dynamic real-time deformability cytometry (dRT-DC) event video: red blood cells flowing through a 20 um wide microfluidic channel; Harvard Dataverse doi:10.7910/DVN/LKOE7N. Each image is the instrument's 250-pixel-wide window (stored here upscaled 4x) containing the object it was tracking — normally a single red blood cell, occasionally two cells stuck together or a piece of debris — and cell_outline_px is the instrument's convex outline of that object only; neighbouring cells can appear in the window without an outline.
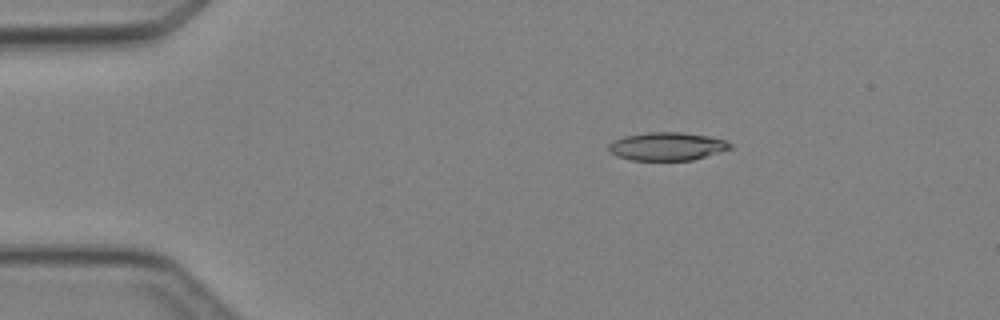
{"species": "Egyptian fruit bat (a non-hibernating species)", "species_latin": "Rousettus aegyptiacus", "temperature_condition": "cold", "stored_images_in_passage": 6, "camera_frame_rate_fps": 3000, "um_per_image_px": 0.085, "animal": {"sex": "female"}, "frame": {"image": 1, "passage_image": 3, "time_ms": 2.667, "image_size_px": [1000, 320], "cell_outline_px": [[732, 148], [720, 152], [692, 160], [632, 160], [616, 156], [608, 148], [608, 144], [612, 140], [624, 136], [648, 132], [680, 132], [708, 136], [724, 140], [732, 144]], "centroid_in_image_um": [56.68, 12.44], "position_along_channel_um": 28.3, "area_um2": 19.88}}
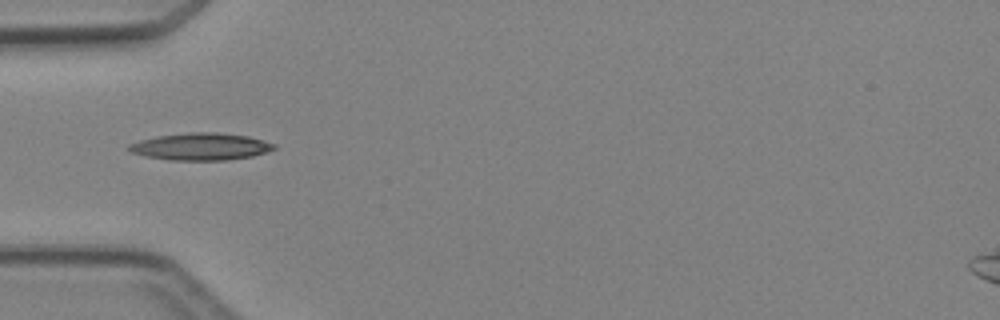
{"frame": {"image": 2, "passage_image": 5, "time_ms": 5.0, "image_size_px": [1000, 320], "cell_outline_px": [[276, 148], [252, 156], [224, 160], [168, 160], [144, 156], [132, 152], [124, 148], [128, 144], [140, 140], [156, 136], [188, 132], [216, 132], [248, 136], [276, 144]], "centroid_in_image_um": [17.0, 12.45], "position_along_channel_um": 68.0, "area_um2": 23.0}}
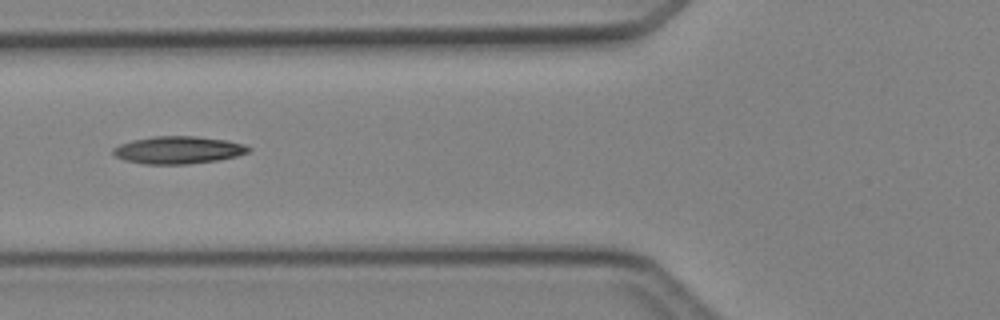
{"frame": {"image": 3, "passage_image": 6, "time_ms": 6.0, "image_size_px": [1000, 320], "cell_outline_px": [[252, 148], [248, 152], [236, 156], [216, 160], [188, 164], [144, 164], [124, 160], [116, 156], [112, 152], [112, 148], [120, 144], [132, 140], [152, 136], [196, 136], [228, 140], [244, 144]], "centroid_in_image_um": [15.14, 12.74], "position_along_channel_um": 110.7, "area_um2": 21.73}}